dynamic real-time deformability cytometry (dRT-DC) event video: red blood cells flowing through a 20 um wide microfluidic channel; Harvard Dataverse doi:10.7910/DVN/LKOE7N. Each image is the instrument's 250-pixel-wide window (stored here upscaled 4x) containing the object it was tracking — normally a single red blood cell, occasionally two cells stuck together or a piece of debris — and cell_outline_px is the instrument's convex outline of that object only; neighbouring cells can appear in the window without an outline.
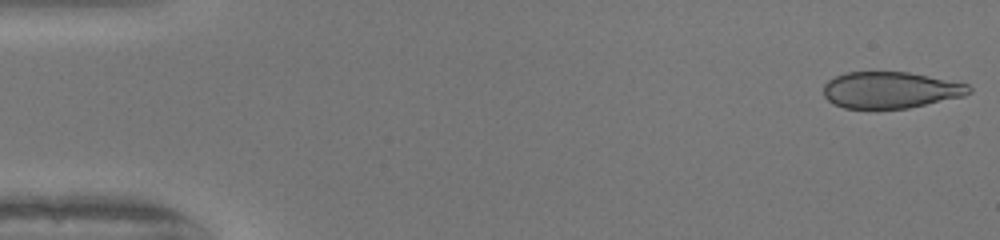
{"species": "human", "species_latin": "Homo sapiens", "temperature_condition": "warm", "stored_images_in_passage": 50, "camera_frame_rate_fps": 3000, "um_per_image_px": 0.085, "donor": {"sex": "female"}, "frame": {"image": 1, "passage_image": 1, "time_ms": 0.0, "image_size_px": [1000, 240], "cell_outline_px": [[972, 92], [964, 96], [908, 108], [844, 108], [832, 104], [824, 96], [824, 84], [832, 76], [844, 72], [908, 72], [968, 84], [972, 88]], "centroid_in_image_um": [75.66, 7.64], "position_along_channel_um": 9.3, "area_um2": 30.98}}
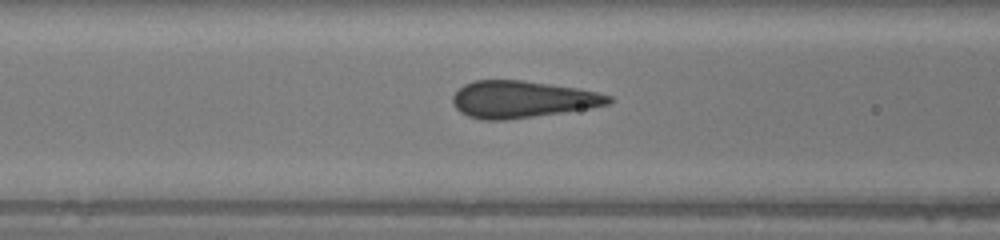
{"frame": {"image": 2, "passage_image": 20, "time_ms": 6.333, "image_size_px": [1000, 240], "cell_outline_px": [[612, 100], [608, 104], [592, 108], [504, 120], [484, 120], [468, 116], [460, 112], [452, 104], [452, 96], [464, 84], [476, 80], [524, 80], [580, 88], [612, 96]], "centroid_in_image_um": [44.38, 8.44], "position_along_channel_um": 122.2, "area_um2": 33.58}}
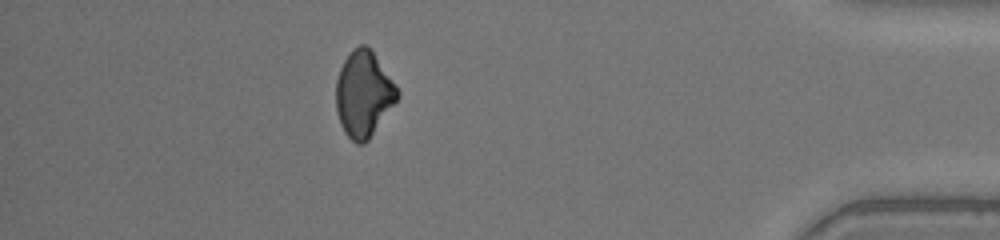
{"frame": {"image": 3, "passage_image": 44, "time_ms": 14.333, "image_size_px": [1000, 240], "cell_outline_px": [[400, 96], [368, 140], [364, 144], [356, 144], [344, 132], [340, 124], [336, 108], [336, 80], [340, 68], [344, 60], [352, 48], [360, 44], [368, 44], [396, 84], [400, 92]], "centroid_in_image_um": [30.91, 7.96], "position_along_channel_um": 404.3, "area_um2": 30.92}, "authors_computed_cell_mechanics": {"area_um2": 32.8015, "velocity_mm_per_s": 4.1239, "shape_relaxation_time_tau1_ms": 10.857, "shape_relaxation_time_tau2_ms": null, "deformation_change_tau1": 0.2112, "deformation_change_tau2": null}}